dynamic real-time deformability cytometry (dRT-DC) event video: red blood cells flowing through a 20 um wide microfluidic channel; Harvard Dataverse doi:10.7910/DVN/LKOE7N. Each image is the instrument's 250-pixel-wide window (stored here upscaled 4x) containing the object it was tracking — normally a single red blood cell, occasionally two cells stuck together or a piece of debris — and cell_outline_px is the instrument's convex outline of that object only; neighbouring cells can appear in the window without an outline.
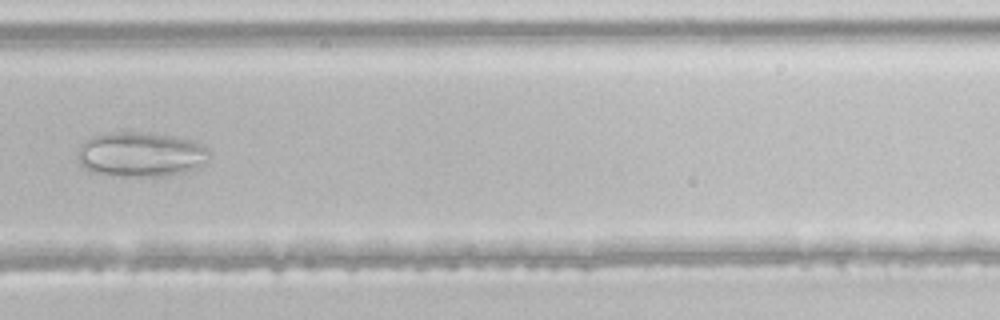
{"species": "common noctule bat (a hibernating species)", "species_latin": "Nyctalus noctula", "temperature_condition": "room temperature", "stored_images_in_passage": 37, "camera_frame_rate_fps": 3000, "um_per_image_px": 0.085, "animal": {"sex": "male", "body_mass_g": 21.5, "forearm_length_mm": 52.0}, "frame": {"image": 1, "passage_image": 23, "time_ms": 7.333, "image_size_px": [1000, 320], "cell_outline_px": [[212, 152], [208, 160], [196, 168], [180, 172], [160, 176], [104, 176], [92, 172], [84, 168], [80, 164], [76, 156], [76, 148], [80, 144], [92, 136], [108, 132], [148, 132], [172, 136], [192, 140], [204, 144]], "centroid_in_image_um": [11.92, 13.12], "position_along_channel_um": 317.9, "area_um2": 35.03}}
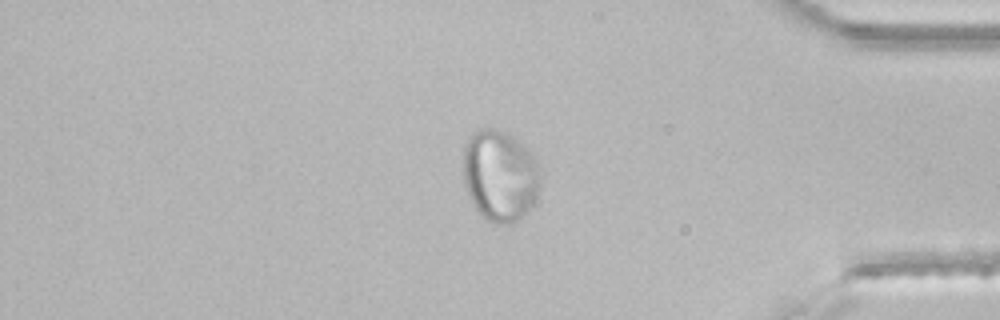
{"frame": {"image": 2, "passage_image": 30, "time_ms": 9.667, "image_size_px": [1000, 320], "cell_outline_px": [[540, 180], [536, 196], [532, 204], [524, 216], [512, 224], [496, 224], [488, 220], [472, 204], [464, 184], [464, 144], [468, 136], [472, 132], [480, 128], [496, 128], [508, 132], [524, 144], [532, 156], [540, 172]], "centroid_in_image_um": [42.47, 14.9], "position_along_channel_um": 392.7, "area_um2": 41.27}}